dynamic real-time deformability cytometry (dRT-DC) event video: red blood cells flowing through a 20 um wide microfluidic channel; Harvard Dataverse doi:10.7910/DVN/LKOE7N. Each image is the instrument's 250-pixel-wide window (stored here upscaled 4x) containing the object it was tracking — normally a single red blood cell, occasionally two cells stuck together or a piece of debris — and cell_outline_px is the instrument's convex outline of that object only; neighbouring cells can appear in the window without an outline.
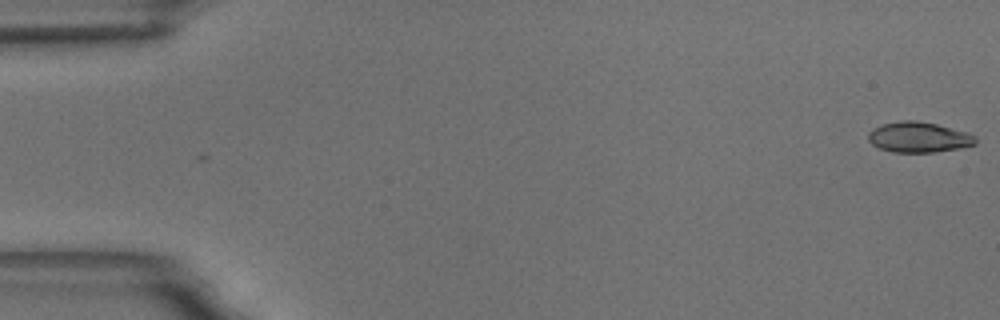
{"species": "common noctule bat (a hibernating species)", "species_latin": "Nyctalus noctula", "temperature_condition": "room temperature", "stored_images_in_passage": 2, "camera_frame_rate_fps": 3000, "um_per_image_px": 0.085, "animal": {"sex": "male", "body_mass_g": 18.8}, "frame": {"image": 1, "passage_image": 1, "time_ms": 0.0, "image_size_px": [1000, 320], "cell_outline_px": [[976, 144], [960, 148], [932, 152], [892, 152], [880, 148], [872, 144], [868, 140], [868, 132], [872, 128], [884, 124], [900, 120], [916, 120], [936, 124], [968, 132], [976, 136]], "centroid_in_image_um": [78.09, 11.65], "position_along_channel_um": 6.9, "area_um2": 19.07}}